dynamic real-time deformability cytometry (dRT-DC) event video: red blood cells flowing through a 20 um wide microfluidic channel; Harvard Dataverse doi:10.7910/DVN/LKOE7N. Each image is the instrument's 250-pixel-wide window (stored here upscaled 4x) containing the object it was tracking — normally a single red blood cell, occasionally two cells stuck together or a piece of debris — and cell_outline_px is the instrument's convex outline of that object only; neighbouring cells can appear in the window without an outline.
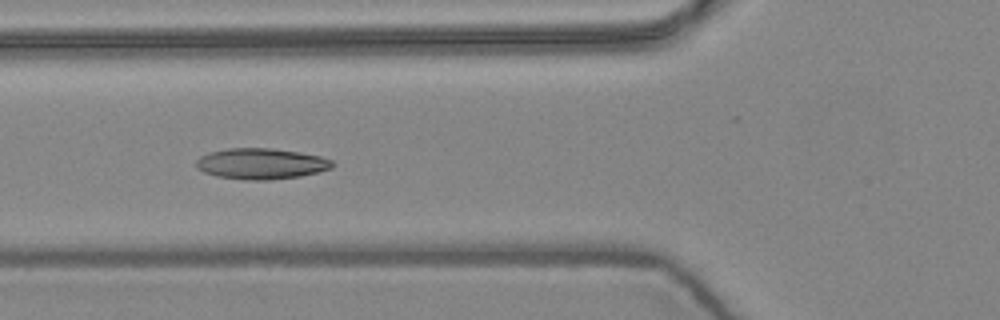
{"species": "common noctule bat (a hibernating species)", "species_latin": "Nyctalus noctula", "temperature_condition": "warm", "stored_images_in_passage": 7, "camera_frame_rate_fps": 3000, "um_per_image_px": 0.085, "animal": {"sex": "female", "body_mass_g": 24.6, "forearm_length_mm": 56.2}, "frame": {"image": 1, "passage_image": 5, "time_ms": 1.333, "image_size_px": [1000, 320], "cell_outline_px": [[336, 164], [332, 168], [300, 176], [268, 180], [244, 180], [216, 176], [204, 172], [196, 168], [196, 160], [200, 156], [208, 152], [228, 148], [272, 148], [300, 152], [320, 156], [332, 160]], "centroid_in_image_um": [22.18, 13.91], "position_along_channel_um": 103.6, "area_um2": 24.68}}
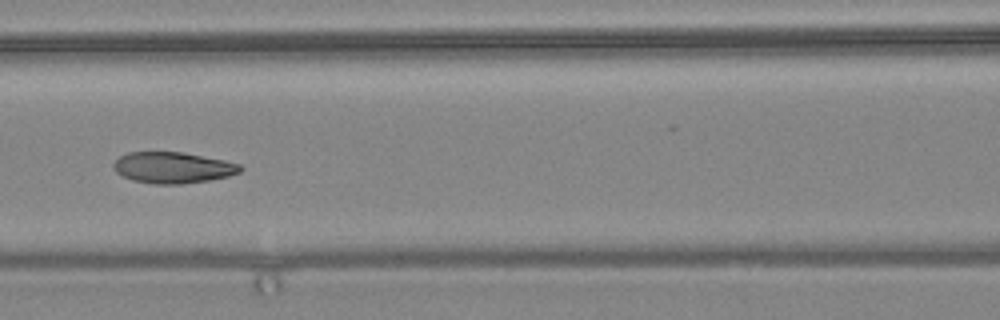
{"frame": {"image": 2, "passage_image": 6, "time_ms": 1.667, "image_size_px": [1000, 320], "cell_outline_px": [[244, 168], [240, 172], [228, 176], [208, 180], [180, 184], [156, 184], [132, 180], [116, 172], [112, 168], [112, 164], [120, 156], [128, 152], [184, 152], [224, 160], [240, 164]], "centroid_in_image_um": [14.69, 14.24], "position_along_channel_um": 151.9, "area_um2": 23.0}}
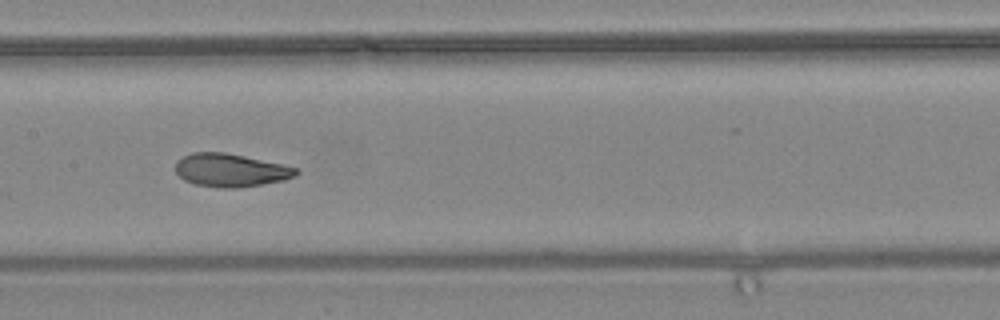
{"frame": {"image": 3, "passage_image": 7, "time_ms": 2.0, "image_size_px": [1000, 320], "cell_outline_px": [[300, 172], [296, 176], [284, 180], [264, 184], [236, 188], [220, 188], [196, 184], [184, 180], [176, 172], [176, 160], [192, 152], [224, 152], [284, 164], [296, 168]], "centroid_in_image_um": [19.62, 14.47], "position_along_channel_um": 187.8, "area_um2": 23.35}}